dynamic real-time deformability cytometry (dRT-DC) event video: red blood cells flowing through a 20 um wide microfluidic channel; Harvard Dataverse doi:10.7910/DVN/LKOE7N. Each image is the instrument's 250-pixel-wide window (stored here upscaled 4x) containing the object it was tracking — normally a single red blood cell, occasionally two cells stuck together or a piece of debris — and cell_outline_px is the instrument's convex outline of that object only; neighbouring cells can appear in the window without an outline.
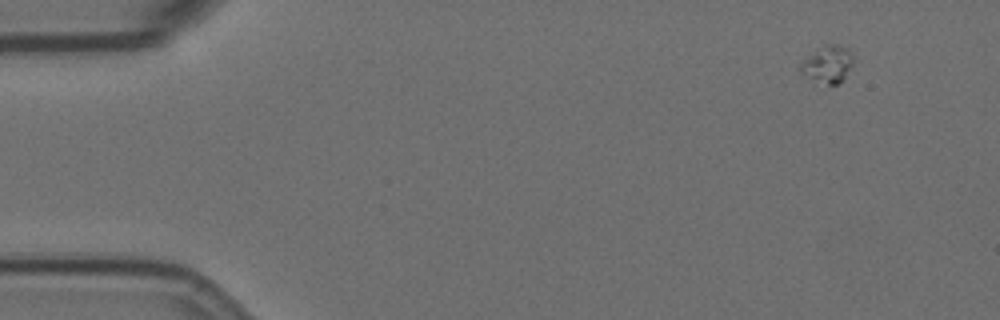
{"species": "Egyptian fruit bat (a non-hibernating species)", "species_latin": "Rousettus aegyptiacus", "temperature_condition": "room temperature", "stored_images_in_passage": 55, "camera_frame_rate_fps": 3000, "um_per_image_px": 0.085, "animal": {"sex": "female"}, "frame": {"image": 1, "passage_image": 1, "time_ms": 0.0, "image_size_px": [1000, 320], "cell_outline_px": [[852, 64], [840, 84], [812, 84], [800, 72], [800, 60], [816, 48], [824, 44], [836, 44], [848, 48], [852, 52]], "centroid_in_image_um": [70.27, 5.48], "position_along_channel_um": 14.7, "area_um2": 12.02}}